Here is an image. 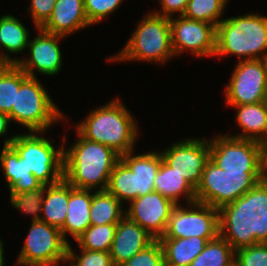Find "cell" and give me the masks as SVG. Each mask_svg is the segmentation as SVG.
<instances>
[{
  "mask_svg": "<svg viewBox=\"0 0 267 266\" xmlns=\"http://www.w3.org/2000/svg\"><path fill=\"white\" fill-rule=\"evenodd\" d=\"M235 261V250L218 235L207 242L204 250L189 266H230Z\"/></svg>",
  "mask_w": 267,
  "mask_h": 266,
  "instance_id": "cell-30",
  "label": "cell"
},
{
  "mask_svg": "<svg viewBox=\"0 0 267 266\" xmlns=\"http://www.w3.org/2000/svg\"><path fill=\"white\" fill-rule=\"evenodd\" d=\"M10 122L9 115L0 112V136L7 134Z\"/></svg>",
  "mask_w": 267,
  "mask_h": 266,
  "instance_id": "cell-40",
  "label": "cell"
},
{
  "mask_svg": "<svg viewBox=\"0 0 267 266\" xmlns=\"http://www.w3.org/2000/svg\"><path fill=\"white\" fill-rule=\"evenodd\" d=\"M37 134L26 132L8 137L4 140V146L11 145L43 185L56 184L64 178V144L56 149L52 141Z\"/></svg>",
  "mask_w": 267,
  "mask_h": 266,
  "instance_id": "cell-6",
  "label": "cell"
},
{
  "mask_svg": "<svg viewBox=\"0 0 267 266\" xmlns=\"http://www.w3.org/2000/svg\"><path fill=\"white\" fill-rule=\"evenodd\" d=\"M89 25L84 0H57L50 17L40 29L50 34L66 37Z\"/></svg>",
  "mask_w": 267,
  "mask_h": 266,
  "instance_id": "cell-18",
  "label": "cell"
},
{
  "mask_svg": "<svg viewBox=\"0 0 267 266\" xmlns=\"http://www.w3.org/2000/svg\"><path fill=\"white\" fill-rule=\"evenodd\" d=\"M123 0H84V9L90 25L97 24L116 11Z\"/></svg>",
  "mask_w": 267,
  "mask_h": 266,
  "instance_id": "cell-37",
  "label": "cell"
},
{
  "mask_svg": "<svg viewBox=\"0 0 267 266\" xmlns=\"http://www.w3.org/2000/svg\"><path fill=\"white\" fill-rule=\"evenodd\" d=\"M45 190L46 185H43L37 190L13 193L10 196L11 205L26 215L32 214V221H40L41 214L39 213H41Z\"/></svg>",
  "mask_w": 267,
  "mask_h": 266,
  "instance_id": "cell-33",
  "label": "cell"
},
{
  "mask_svg": "<svg viewBox=\"0 0 267 266\" xmlns=\"http://www.w3.org/2000/svg\"><path fill=\"white\" fill-rule=\"evenodd\" d=\"M120 159L136 174L137 197H142L155 191V177L163 160L161 153L155 151L133 155L128 152Z\"/></svg>",
  "mask_w": 267,
  "mask_h": 266,
  "instance_id": "cell-21",
  "label": "cell"
},
{
  "mask_svg": "<svg viewBox=\"0 0 267 266\" xmlns=\"http://www.w3.org/2000/svg\"><path fill=\"white\" fill-rule=\"evenodd\" d=\"M28 77L16 64L0 68V112L10 115L15 105L16 89Z\"/></svg>",
  "mask_w": 267,
  "mask_h": 266,
  "instance_id": "cell-29",
  "label": "cell"
},
{
  "mask_svg": "<svg viewBox=\"0 0 267 266\" xmlns=\"http://www.w3.org/2000/svg\"><path fill=\"white\" fill-rule=\"evenodd\" d=\"M232 107L237 109L236 122L243 132L229 136L255 140L265 145L267 143V106L264 101Z\"/></svg>",
  "mask_w": 267,
  "mask_h": 266,
  "instance_id": "cell-22",
  "label": "cell"
},
{
  "mask_svg": "<svg viewBox=\"0 0 267 266\" xmlns=\"http://www.w3.org/2000/svg\"><path fill=\"white\" fill-rule=\"evenodd\" d=\"M226 6L227 0H190L183 16L217 27L223 20L221 18Z\"/></svg>",
  "mask_w": 267,
  "mask_h": 266,
  "instance_id": "cell-32",
  "label": "cell"
},
{
  "mask_svg": "<svg viewBox=\"0 0 267 266\" xmlns=\"http://www.w3.org/2000/svg\"><path fill=\"white\" fill-rule=\"evenodd\" d=\"M230 266H239L235 261Z\"/></svg>",
  "mask_w": 267,
  "mask_h": 266,
  "instance_id": "cell-46",
  "label": "cell"
},
{
  "mask_svg": "<svg viewBox=\"0 0 267 266\" xmlns=\"http://www.w3.org/2000/svg\"><path fill=\"white\" fill-rule=\"evenodd\" d=\"M155 191L179 205L180 196H186L187 205L196 202L195 189L182 175L163 160L155 177Z\"/></svg>",
  "mask_w": 267,
  "mask_h": 266,
  "instance_id": "cell-24",
  "label": "cell"
},
{
  "mask_svg": "<svg viewBox=\"0 0 267 266\" xmlns=\"http://www.w3.org/2000/svg\"><path fill=\"white\" fill-rule=\"evenodd\" d=\"M174 55L186 50L197 57L215 56L216 27L210 23L185 18H169Z\"/></svg>",
  "mask_w": 267,
  "mask_h": 266,
  "instance_id": "cell-14",
  "label": "cell"
},
{
  "mask_svg": "<svg viewBox=\"0 0 267 266\" xmlns=\"http://www.w3.org/2000/svg\"><path fill=\"white\" fill-rule=\"evenodd\" d=\"M57 0H31L28 13L31 12V17L35 23L36 29L40 28L50 17L54 4Z\"/></svg>",
  "mask_w": 267,
  "mask_h": 266,
  "instance_id": "cell-38",
  "label": "cell"
},
{
  "mask_svg": "<svg viewBox=\"0 0 267 266\" xmlns=\"http://www.w3.org/2000/svg\"><path fill=\"white\" fill-rule=\"evenodd\" d=\"M37 77H28L16 89L15 105L9 118L18 122L31 132H43L64 116L50 98L48 92Z\"/></svg>",
  "mask_w": 267,
  "mask_h": 266,
  "instance_id": "cell-7",
  "label": "cell"
},
{
  "mask_svg": "<svg viewBox=\"0 0 267 266\" xmlns=\"http://www.w3.org/2000/svg\"><path fill=\"white\" fill-rule=\"evenodd\" d=\"M264 103H265L266 106H267V82H266V89H265Z\"/></svg>",
  "mask_w": 267,
  "mask_h": 266,
  "instance_id": "cell-43",
  "label": "cell"
},
{
  "mask_svg": "<svg viewBox=\"0 0 267 266\" xmlns=\"http://www.w3.org/2000/svg\"><path fill=\"white\" fill-rule=\"evenodd\" d=\"M106 191L121 203L137 198L136 174L120 159L112 170Z\"/></svg>",
  "mask_w": 267,
  "mask_h": 266,
  "instance_id": "cell-28",
  "label": "cell"
},
{
  "mask_svg": "<svg viewBox=\"0 0 267 266\" xmlns=\"http://www.w3.org/2000/svg\"><path fill=\"white\" fill-rule=\"evenodd\" d=\"M155 238L126 215L117 223L110 248L114 266H121L136 253L145 249Z\"/></svg>",
  "mask_w": 267,
  "mask_h": 266,
  "instance_id": "cell-17",
  "label": "cell"
},
{
  "mask_svg": "<svg viewBox=\"0 0 267 266\" xmlns=\"http://www.w3.org/2000/svg\"><path fill=\"white\" fill-rule=\"evenodd\" d=\"M218 235V209L208 204L193 202L189 203V207L180 204L174 207L166 231L160 238L199 237L210 241Z\"/></svg>",
  "mask_w": 267,
  "mask_h": 266,
  "instance_id": "cell-11",
  "label": "cell"
},
{
  "mask_svg": "<svg viewBox=\"0 0 267 266\" xmlns=\"http://www.w3.org/2000/svg\"><path fill=\"white\" fill-rule=\"evenodd\" d=\"M219 235L237 249L267 243V178L218 209Z\"/></svg>",
  "mask_w": 267,
  "mask_h": 266,
  "instance_id": "cell-1",
  "label": "cell"
},
{
  "mask_svg": "<svg viewBox=\"0 0 267 266\" xmlns=\"http://www.w3.org/2000/svg\"><path fill=\"white\" fill-rule=\"evenodd\" d=\"M121 204L107 191H94L90 208L91 225L117 224L125 216Z\"/></svg>",
  "mask_w": 267,
  "mask_h": 266,
  "instance_id": "cell-27",
  "label": "cell"
},
{
  "mask_svg": "<svg viewBox=\"0 0 267 266\" xmlns=\"http://www.w3.org/2000/svg\"><path fill=\"white\" fill-rule=\"evenodd\" d=\"M64 149V179L76 189L106 191L120 155L106 145L84 138ZM99 188V189H97Z\"/></svg>",
  "mask_w": 267,
  "mask_h": 266,
  "instance_id": "cell-2",
  "label": "cell"
},
{
  "mask_svg": "<svg viewBox=\"0 0 267 266\" xmlns=\"http://www.w3.org/2000/svg\"><path fill=\"white\" fill-rule=\"evenodd\" d=\"M162 9L153 11L157 15L164 17H173V13H179L180 16L185 13L187 4L190 0H159Z\"/></svg>",
  "mask_w": 267,
  "mask_h": 266,
  "instance_id": "cell-39",
  "label": "cell"
},
{
  "mask_svg": "<svg viewBox=\"0 0 267 266\" xmlns=\"http://www.w3.org/2000/svg\"><path fill=\"white\" fill-rule=\"evenodd\" d=\"M69 201V183L63 178L53 185H46L40 221L61 229L64 226Z\"/></svg>",
  "mask_w": 267,
  "mask_h": 266,
  "instance_id": "cell-23",
  "label": "cell"
},
{
  "mask_svg": "<svg viewBox=\"0 0 267 266\" xmlns=\"http://www.w3.org/2000/svg\"><path fill=\"white\" fill-rule=\"evenodd\" d=\"M4 244H3V242H2V240L0 239V266H4V249H3V246Z\"/></svg>",
  "mask_w": 267,
  "mask_h": 266,
  "instance_id": "cell-41",
  "label": "cell"
},
{
  "mask_svg": "<svg viewBox=\"0 0 267 266\" xmlns=\"http://www.w3.org/2000/svg\"><path fill=\"white\" fill-rule=\"evenodd\" d=\"M67 262H69V264L67 266H74V264L70 260L66 259V263Z\"/></svg>",
  "mask_w": 267,
  "mask_h": 266,
  "instance_id": "cell-45",
  "label": "cell"
},
{
  "mask_svg": "<svg viewBox=\"0 0 267 266\" xmlns=\"http://www.w3.org/2000/svg\"><path fill=\"white\" fill-rule=\"evenodd\" d=\"M137 26L122 50L113 58H106L108 62L142 60L164 64L175 56L168 17L151 11L139 21Z\"/></svg>",
  "mask_w": 267,
  "mask_h": 266,
  "instance_id": "cell-5",
  "label": "cell"
},
{
  "mask_svg": "<svg viewBox=\"0 0 267 266\" xmlns=\"http://www.w3.org/2000/svg\"><path fill=\"white\" fill-rule=\"evenodd\" d=\"M69 243L59 228L43 221H32L25 243L19 253L20 266H57L65 262Z\"/></svg>",
  "mask_w": 267,
  "mask_h": 266,
  "instance_id": "cell-10",
  "label": "cell"
},
{
  "mask_svg": "<svg viewBox=\"0 0 267 266\" xmlns=\"http://www.w3.org/2000/svg\"><path fill=\"white\" fill-rule=\"evenodd\" d=\"M73 251L69 243L67 259L74 266H114L109 252L80 249L81 254L76 255Z\"/></svg>",
  "mask_w": 267,
  "mask_h": 266,
  "instance_id": "cell-35",
  "label": "cell"
},
{
  "mask_svg": "<svg viewBox=\"0 0 267 266\" xmlns=\"http://www.w3.org/2000/svg\"><path fill=\"white\" fill-rule=\"evenodd\" d=\"M0 163L8 183L10 196L13 193L37 190L43 186L31 170H28L23 158L11 145L3 146L0 153Z\"/></svg>",
  "mask_w": 267,
  "mask_h": 266,
  "instance_id": "cell-19",
  "label": "cell"
},
{
  "mask_svg": "<svg viewBox=\"0 0 267 266\" xmlns=\"http://www.w3.org/2000/svg\"><path fill=\"white\" fill-rule=\"evenodd\" d=\"M29 31L23 26L22 22L17 17L12 15H1L0 17V48L4 58L10 64H16L17 58H11L8 54H19L28 47L30 36ZM8 55H7V54Z\"/></svg>",
  "mask_w": 267,
  "mask_h": 266,
  "instance_id": "cell-26",
  "label": "cell"
},
{
  "mask_svg": "<svg viewBox=\"0 0 267 266\" xmlns=\"http://www.w3.org/2000/svg\"><path fill=\"white\" fill-rule=\"evenodd\" d=\"M265 149H266L265 167H266V178H267V145H265Z\"/></svg>",
  "mask_w": 267,
  "mask_h": 266,
  "instance_id": "cell-44",
  "label": "cell"
},
{
  "mask_svg": "<svg viewBox=\"0 0 267 266\" xmlns=\"http://www.w3.org/2000/svg\"><path fill=\"white\" fill-rule=\"evenodd\" d=\"M10 65V63L4 58L3 54L0 53V68Z\"/></svg>",
  "mask_w": 267,
  "mask_h": 266,
  "instance_id": "cell-42",
  "label": "cell"
},
{
  "mask_svg": "<svg viewBox=\"0 0 267 266\" xmlns=\"http://www.w3.org/2000/svg\"><path fill=\"white\" fill-rule=\"evenodd\" d=\"M265 177L266 173L227 172L209 159L195 189L196 202L219 209L243 196Z\"/></svg>",
  "mask_w": 267,
  "mask_h": 266,
  "instance_id": "cell-8",
  "label": "cell"
},
{
  "mask_svg": "<svg viewBox=\"0 0 267 266\" xmlns=\"http://www.w3.org/2000/svg\"><path fill=\"white\" fill-rule=\"evenodd\" d=\"M160 153L163 161L196 189L205 164L210 159V143L208 139L191 138L176 141Z\"/></svg>",
  "mask_w": 267,
  "mask_h": 266,
  "instance_id": "cell-13",
  "label": "cell"
},
{
  "mask_svg": "<svg viewBox=\"0 0 267 266\" xmlns=\"http://www.w3.org/2000/svg\"><path fill=\"white\" fill-rule=\"evenodd\" d=\"M228 54L241 60L267 59V17L247 13L223 19L216 27L215 55Z\"/></svg>",
  "mask_w": 267,
  "mask_h": 266,
  "instance_id": "cell-4",
  "label": "cell"
},
{
  "mask_svg": "<svg viewBox=\"0 0 267 266\" xmlns=\"http://www.w3.org/2000/svg\"><path fill=\"white\" fill-rule=\"evenodd\" d=\"M210 143V160L227 172L266 173V149L261 142L223 134Z\"/></svg>",
  "mask_w": 267,
  "mask_h": 266,
  "instance_id": "cell-9",
  "label": "cell"
},
{
  "mask_svg": "<svg viewBox=\"0 0 267 266\" xmlns=\"http://www.w3.org/2000/svg\"><path fill=\"white\" fill-rule=\"evenodd\" d=\"M38 31V36L30 40L27 47L30 49V58H18L16 65L29 77H37L34 69L43 75H56L63 63L59 41L65 37L44 32L40 28Z\"/></svg>",
  "mask_w": 267,
  "mask_h": 266,
  "instance_id": "cell-16",
  "label": "cell"
},
{
  "mask_svg": "<svg viewBox=\"0 0 267 266\" xmlns=\"http://www.w3.org/2000/svg\"><path fill=\"white\" fill-rule=\"evenodd\" d=\"M125 215L139 224L155 239L166 231L168 220L176 204L154 191L132 200Z\"/></svg>",
  "mask_w": 267,
  "mask_h": 266,
  "instance_id": "cell-15",
  "label": "cell"
},
{
  "mask_svg": "<svg viewBox=\"0 0 267 266\" xmlns=\"http://www.w3.org/2000/svg\"><path fill=\"white\" fill-rule=\"evenodd\" d=\"M267 82V59L240 60L225 88L229 106L264 101Z\"/></svg>",
  "mask_w": 267,
  "mask_h": 266,
  "instance_id": "cell-12",
  "label": "cell"
},
{
  "mask_svg": "<svg viewBox=\"0 0 267 266\" xmlns=\"http://www.w3.org/2000/svg\"><path fill=\"white\" fill-rule=\"evenodd\" d=\"M117 224L90 225L76 240L80 249L109 252Z\"/></svg>",
  "mask_w": 267,
  "mask_h": 266,
  "instance_id": "cell-31",
  "label": "cell"
},
{
  "mask_svg": "<svg viewBox=\"0 0 267 266\" xmlns=\"http://www.w3.org/2000/svg\"><path fill=\"white\" fill-rule=\"evenodd\" d=\"M85 118L76 130L87 140L106 145L120 156L134 150L138 127L119 98L91 111Z\"/></svg>",
  "mask_w": 267,
  "mask_h": 266,
  "instance_id": "cell-3",
  "label": "cell"
},
{
  "mask_svg": "<svg viewBox=\"0 0 267 266\" xmlns=\"http://www.w3.org/2000/svg\"><path fill=\"white\" fill-rule=\"evenodd\" d=\"M235 262L239 266H267V243L237 249Z\"/></svg>",
  "mask_w": 267,
  "mask_h": 266,
  "instance_id": "cell-36",
  "label": "cell"
},
{
  "mask_svg": "<svg viewBox=\"0 0 267 266\" xmlns=\"http://www.w3.org/2000/svg\"><path fill=\"white\" fill-rule=\"evenodd\" d=\"M121 266H165L161 242L155 239L145 249L136 253Z\"/></svg>",
  "mask_w": 267,
  "mask_h": 266,
  "instance_id": "cell-34",
  "label": "cell"
},
{
  "mask_svg": "<svg viewBox=\"0 0 267 266\" xmlns=\"http://www.w3.org/2000/svg\"><path fill=\"white\" fill-rule=\"evenodd\" d=\"M92 190L76 189L69 184L68 210L64 226L60 229L63 238L67 234L76 240L90 225Z\"/></svg>",
  "mask_w": 267,
  "mask_h": 266,
  "instance_id": "cell-20",
  "label": "cell"
},
{
  "mask_svg": "<svg viewBox=\"0 0 267 266\" xmlns=\"http://www.w3.org/2000/svg\"><path fill=\"white\" fill-rule=\"evenodd\" d=\"M163 247L165 266H189L204 250L205 238H159Z\"/></svg>",
  "mask_w": 267,
  "mask_h": 266,
  "instance_id": "cell-25",
  "label": "cell"
}]
</instances>
